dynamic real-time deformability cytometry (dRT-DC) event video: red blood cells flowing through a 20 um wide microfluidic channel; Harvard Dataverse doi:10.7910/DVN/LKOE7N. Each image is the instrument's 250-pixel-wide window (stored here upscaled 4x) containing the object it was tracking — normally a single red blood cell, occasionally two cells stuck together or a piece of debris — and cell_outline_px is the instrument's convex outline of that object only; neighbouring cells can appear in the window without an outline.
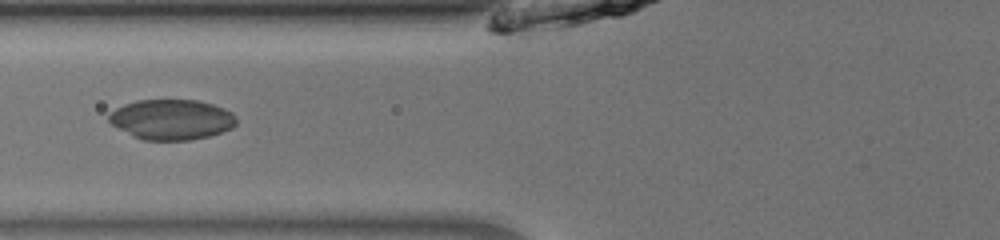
{"species": "common noctule bat (a hibernating species)", "species_latin": "Nyctalus noctula", "temperature_condition": "room temperature", "stored_images_in_passage": 51, "camera_frame_rate_fps": 3000, "um_per_image_px": 0.085, "animal": {"sex": "male", "body_mass_g": 13.0, "forearm_length_mm": 53.1}, "frame": {"image": 1, "passage_image": 22, "time_ms": 7.0, "image_size_px": [1000, 240], "cell_outline_px": [[236, 124], [232, 128], [208, 136], [192, 140], [144, 140], [132, 136], [112, 124], [108, 120], [108, 116], [116, 108], [124, 104], [136, 100], [196, 100], [212, 104], [224, 108], [232, 112], [236, 116]], "centroid_in_image_um": [14.59, 10.16], "position_along_channel_um": 111.2, "area_um2": 29.88}}
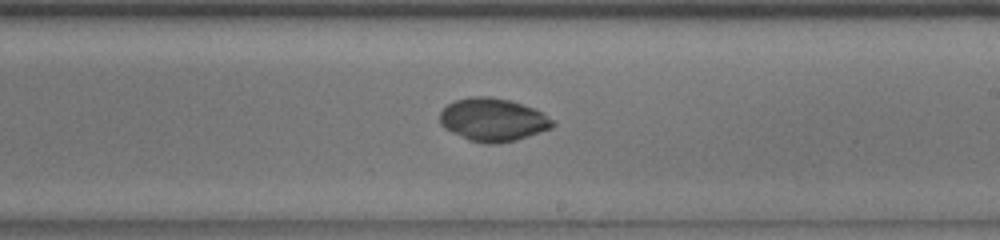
{"frame": {"image": 2, "passage_image": 32, "time_ms": 10.333, "image_size_px": [1000, 240], "cell_outline_px": [[556, 124], [552, 128], [516, 140], [496, 144], [484, 144], [468, 140], [444, 128], [440, 124], [440, 112], [448, 104], [456, 100], [472, 96], [488, 96], [508, 100], [544, 112], [556, 120]], "centroid_in_image_um": [41.93, 10.19], "position_along_channel_um": 247.1, "area_um2": 28.44}}
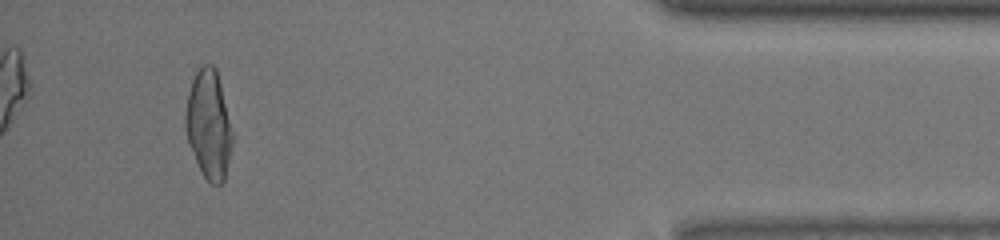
{"frame": {"image": 3, "passage_image": 48, "time_ms": 15.667, "image_size_px": [1000, 240], "cell_outline_px": [[232, 144], [224, 180], [220, 184], [212, 184], [200, 172], [188, 144], [184, 124], [184, 116], [188, 92], [192, 80], [196, 72], [204, 64], [212, 64], [216, 68], [232, 132]], "centroid_in_image_um": [17.7, 10.6], "position_along_channel_um": 417.5, "area_um2": 29.48}, "authors_computed_cell_mechanics": {"area_um2": 28.4954, "velocity_mm_per_s": 4.0603, "shape_relaxation_time_tau1_ms": 4.574, "shape_relaxation_time_tau2_ms": 5.7243, "deformation_change_tau1": 0.0901, "deformation_change_tau2": 0.0368}}